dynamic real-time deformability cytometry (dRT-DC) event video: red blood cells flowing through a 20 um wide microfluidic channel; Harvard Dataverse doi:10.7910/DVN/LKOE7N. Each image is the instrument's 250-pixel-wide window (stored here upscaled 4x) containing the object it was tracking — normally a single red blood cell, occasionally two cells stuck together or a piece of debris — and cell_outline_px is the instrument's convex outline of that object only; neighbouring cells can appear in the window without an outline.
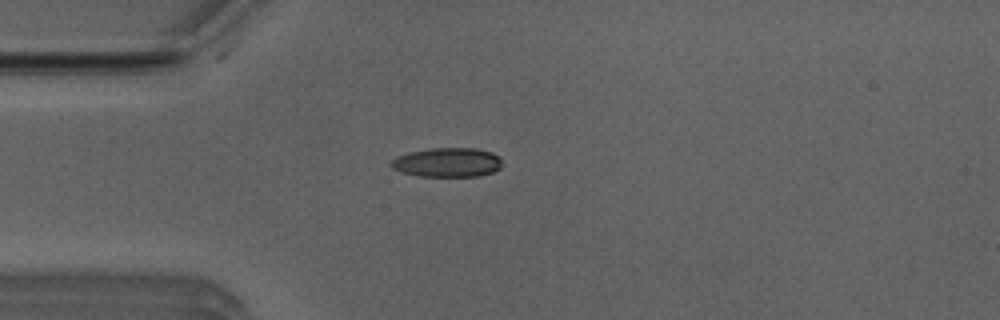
{"species": "Egyptian fruit bat (a non-hibernating species)", "species_latin": "Rousettus aegyptiacus", "temperature_condition": "room temperature", "stored_images_in_passage": 41, "camera_frame_rate_fps": 3000, "um_per_image_px": 0.085, "animal": {"sex": "male"}, "frame": {"image": 1, "passage_image": 3, "time_ms": 0.667, "image_size_px": [1000, 320], "cell_outline_px": [[500, 168], [492, 172], [480, 176], [420, 176], [400, 172], [392, 168], [388, 164], [396, 156], [408, 152], [432, 148], [476, 148], [492, 152], [500, 156]], "centroid_in_image_um": [38.0, 13.8], "position_along_channel_um": 47.0, "area_um2": 19.07}}
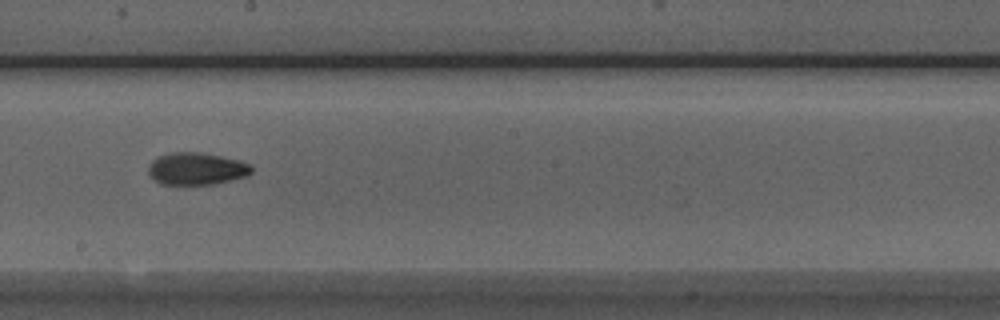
{"frame": {"image": 2, "passage_image": 18, "time_ms": 5.667, "image_size_px": [1000, 320], "cell_outline_px": [[252, 172], [248, 176], [216, 184], [160, 184], [148, 172], [148, 164], [156, 156], [172, 152], [200, 152], [240, 160], [248, 164], [252, 168]], "centroid_in_image_um": [16.7, 14.33], "position_along_channel_um": 231.5, "area_um2": 19.48}}
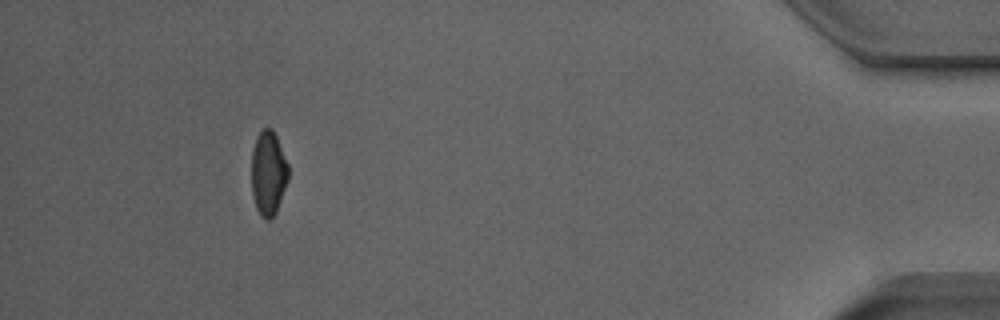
{"frame": {"image": 3, "passage_image": 37, "time_ms": 12.0, "image_size_px": [1000, 320], "cell_outline_px": [[288, 180], [276, 212], [268, 220], [264, 220], [260, 216], [256, 208], [252, 192], [252, 148], [260, 132], [264, 128], [272, 128], [276, 136], [288, 164]], "centroid_in_image_um": [22.8, 14.74], "position_along_channel_um": 412.4, "area_um2": 17.98}, "authors_computed_cell_mechanics": {"area_um2": 18.9584, "velocity_mm_per_s": 3.9355, "shape_relaxation_time_tau1_ms": null, "shape_relaxation_time_tau2_ms": 2.0792, "deformation_change_tau1": null, "deformation_change_tau2": 0.0549}}